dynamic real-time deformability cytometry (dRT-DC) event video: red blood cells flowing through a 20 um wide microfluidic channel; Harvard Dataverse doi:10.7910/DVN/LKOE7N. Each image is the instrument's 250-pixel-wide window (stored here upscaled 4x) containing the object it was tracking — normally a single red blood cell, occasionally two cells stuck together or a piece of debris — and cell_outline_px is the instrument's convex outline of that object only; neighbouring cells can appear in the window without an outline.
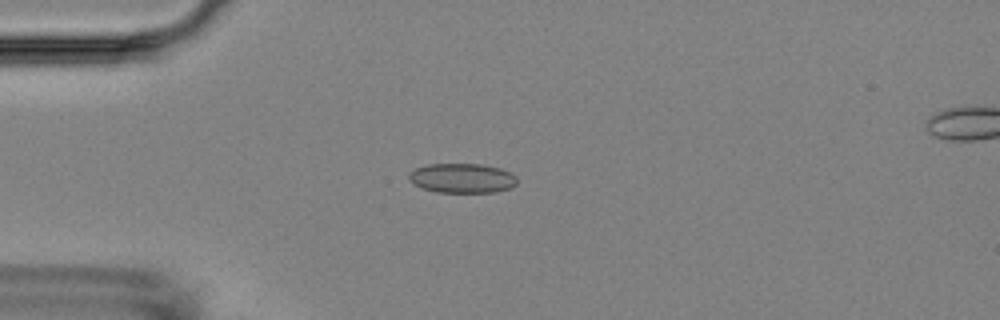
{"species": "Egyptian fruit bat (a non-hibernating species)", "species_latin": "Rousettus aegyptiacus", "temperature_condition": "room temperature", "stored_images_in_passage": 9, "camera_frame_rate_fps": 3000, "um_per_image_px": 0.085, "animal": {"sex": "female"}, "frame": {"image": 1, "passage_image": 3, "time_ms": 2.333, "image_size_px": [1000, 320], "cell_outline_px": [[516, 184], [512, 188], [496, 192], [436, 192], [420, 188], [408, 180], [408, 172], [416, 168], [428, 164], [480, 164], [500, 168], [516, 176]], "centroid_in_image_um": [39.25, 15.15], "position_along_channel_um": 45.8, "area_um2": 18.79}}
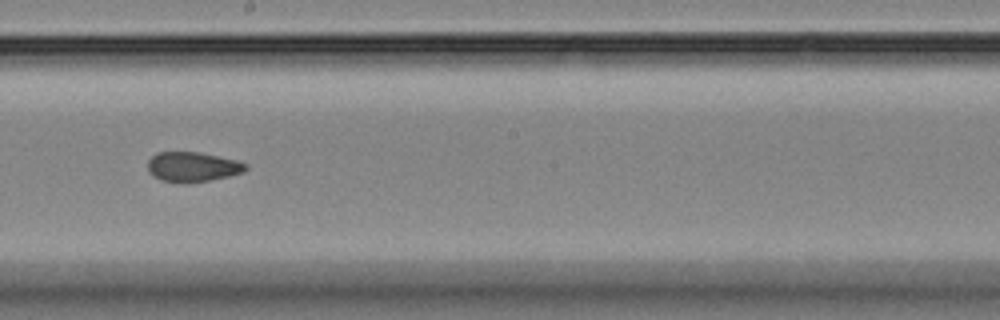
{"frame": {"image": 2, "passage_image": 8, "time_ms": 8.0, "image_size_px": [1000, 320], "cell_outline_px": [[248, 168], [244, 172], [228, 176], [208, 180], [184, 184], [180, 184], [160, 180], [152, 176], [148, 172], [148, 160], [156, 152], [200, 152], [236, 160], [248, 164]], "centroid_in_image_um": [16.34, 14.19], "position_along_channel_um": 231.9, "area_um2": 17.28}}
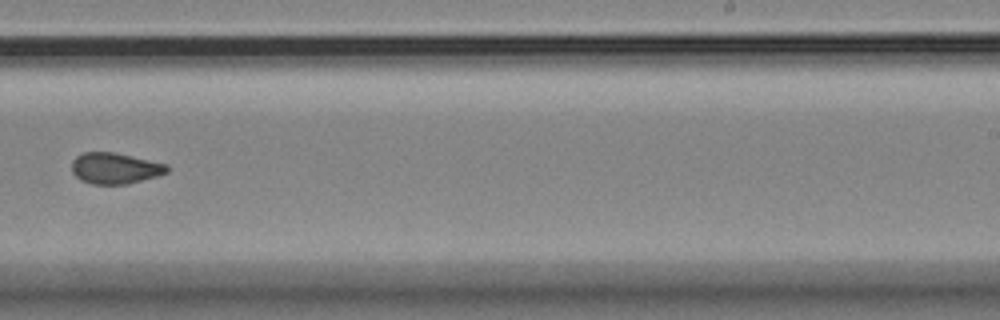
{"frame": {"image": 3, "passage_image": 9, "time_ms": 9.333, "image_size_px": [1000, 320], "cell_outline_px": [[168, 172], [156, 176], [128, 184], [92, 184], [80, 180], [72, 172], [72, 160], [76, 156], [84, 152], [116, 152], [168, 164]], "centroid_in_image_um": [9.77, 14.29], "position_along_channel_um": 279.2, "area_um2": 17.34}}